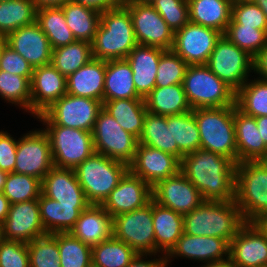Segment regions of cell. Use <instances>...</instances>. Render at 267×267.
<instances>
[{
  "instance_id": "1",
  "label": "cell",
  "mask_w": 267,
  "mask_h": 267,
  "mask_svg": "<svg viewBox=\"0 0 267 267\" xmlns=\"http://www.w3.org/2000/svg\"><path fill=\"white\" fill-rule=\"evenodd\" d=\"M235 168L230 158L203 149L180 160V171L208 201H234Z\"/></svg>"
},
{
  "instance_id": "2",
  "label": "cell",
  "mask_w": 267,
  "mask_h": 267,
  "mask_svg": "<svg viewBox=\"0 0 267 267\" xmlns=\"http://www.w3.org/2000/svg\"><path fill=\"white\" fill-rule=\"evenodd\" d=\"M245 223L234 201L204 200L183 216L184 233L193 236H212L229 243Z\"/></svg>"
},
{
  "instance_id": "3",
  "label": "cell",
  "mask_w": 267,
  "mask_h": 267,
  "mask_svg": "<svg viewBox=\"0 0 267 267\" xmlns=\"http://www.w3.org/2000/svg\"><path fill=\"white\" fill-rule=\"evenodd\" d=\"M137 44L131 15L124 5L101 12L99 26L91 42L94 59H125Z\"/></svg>"
},
{
  "instance_id": "4",
  "label": "cell",
  "mask_w": 267,
  "mask_h": 267,
  "mask_svg": "<svg viewBox=\"0 0 267 267\" xmlns=\"http://www.w3.org/2000/svg\"><path fill=\"white\" fill-rule=\"evenodd\" d=\"M200 133V149L230 158L237 164L234 105L193 109Z\"/></svg>"
},
{
  "instance_id": "5",
  "label": "cell",
  "mask_w": 267,
  "mask_h": 267,
  "mask_svg": "<svg viewBox=\"0 0 267 267\" xmlns=\"http://www.w3.org/2000/svg\"><path fill=\"white\" fill-rule=\"evenodd\" d=\"M234 202L245 222L267 213V160L236 164Z\"/></svg>"
},
{
  "instance_id": "6",
  "label": "cell",
  "mask_w": 267,
  "mask_h": 267,
  "mask_svg": "<svg viewBox=\"0 0 267 267\" xmlns=\"http://www.w3.org/2000/svg\"><path fill=\"white\" fill-rule=\"evenodd\" d=\"M74 170L88 203L102 205L129 171V165L94 152Z\"/></svg>"
},
{
  "instance_id": "7",
  "label": "cell",
  "mask_w": 267,
  "mask_h": 267,
  "mask_svg": "<svg viewBox=\"0 0 267 267\" xmlns=\"http://www.w3.org/2000/svg\"><path fill=\"white\" fill-rule=\"evenodd\" d=\"M182 85L192 110L235 105L236 92L206 64L188 65Z\"/></svg>"
},
{
  "instance_id": "8",
  "label": "cell",
  "mask_w": 267,
  "mask_h": 267,
  "mask_svg": "<svg viewBox=\"0 0 267 267\" xmlns=\"http://www.w3.org/2000/svg\"><path fill=\"white\" fill-rule=\"evenodd\" d=\"M37 119L46 125L55 167L75 169L95 152L92 132L55 125L43 113Z\"/></svg>"
},
{
  "instance_id": "9",
  "label": "cell",
  "mask_w": 267,
  "mask_h": 267,
  "mask_svg": "<svg viewBox=\"0 0 267 267\" xmlns=\"http://www.w3.org/2000/svg\"><path fill=\"white\" fill-rule=\"evenodd\" d=\"M94 150L129 165L135 156L138 139L125 131L103 108L92 130Z\"/></svg>"
},
{
  "instance_id": "10",
  "label": "cell",
  "mask_w": 267,
  "mask_h": 267,
  "mask_svg": "<svg viewBox=\"0 0 267 267\" xmlns=\"http://www.w3.org/2000/svg\"><path fill=\"white\" fill-rule=\"evenodd\" d=\"M252 64V57L223 34L206 63L209 69L235 92L249 80Z\"/></svg>"
},
{
  "instance_id": "11",
  "label": "cell",
  "mask_w": 267,
  "mask_h": 267,
  "mask_svg": "<svg viewBox=\"0 0 267 267\" xmlns=\"http://www.w3.org/2000/svg\"><path fill=\"white\" fill-rule=\"evenodd\" d=\"M113 236L138 254H155L152 199L144 207L113 217Z\"/></svg>"
},
{
  "instance_id": "12",
  "label": "cell",
  "mask_w": 267,
  "mask_h": 267,
  "mask_svg": "<svg viewBox=\"0 0 267 267\" xmlns=\"http://www.w3.org/2000/svg\"><path fill=\"white\" fill-rule=\"evenodd\" d=\"M103 103L92 98L66 94L43 114L55 125L92 132Z\"/></svg>"
},
{
  "instance_id": "13",
  "label": "cell",
  "mask_w": 267,
  "mask_h": 267,
  "mask_svg": "<svg viewBox=\"0 0 267 267\" xmlns=\"http://www.w3.org/2000/svg\"><path fill=\"white\" fill-rule=\"evenodd\" d=\"M138 44L171 50L174 32L150 3H124Z\"/></svg>"
},
{
  "instance_id": "14",
  "label": "cell",
  "mask_w": 267,
  "mask_h": 267,
  "mask_svg": "<svg viewBox=\"0 0 267 267\" xmlns=\"http://www.w3.org/2000/svg\"><path fill=\"white\" fill-rule=\"evenodd\" d=\"M53 167L50 141L44 130L30 131L19 138L14 173L30 175L42 181Z\"/></svg>"
},
{
  "instance_id": "15",
  "label": "cell",
  "mask_w": 267,
  "mask_h": 267,
  "mask_svg": "<svg viewBox=\"0 0 267 267\" xmlns=\"http://www.w3.org/2000/svg\"><path fill=\"white\" fill-rule=\"evenodd\" d=\"M222 33L188 22L174 32L172 51L188 65L206 64Z\"/></svg>"
},
{
  "instance_id": "16",
  "label": "cell",
  "mask_w": 267,
  "mask_h": 267,
  "mask_svg": "<svg viewBox=\"0 0 267 267\" xmlns=\"http://www.w3.org/2000/svg\"><path fill=\"white\" fill-rule=\"evenodd\" d=\"M152 199L183 216L204 201L200 191L181 171L153 186Z\"/></svg>"
},
{
  "instance_id": "17",
  "label": "cell",
  "mask_w": 267,
  "mask_h": 267,
  "mask_svg": "<svg viewBox=\"0 0 267 267\" xmlns=\"http://www.w3.org/2000/svg\"><path fill=\"white\" fill-rule=\"evenodd\" d=\"M2 238L30 243L46 235L40 217L38 199L10 204L8 216L1 225Z\"/></svg>"
},
{
  "instance_id": "18",
  "label": "cell",
  "mask_w": 267,
  "mask_h": 267,
  "mask_svg": "<svg viewBox=\"0 0 267 267\" xmlns=\"http://www.w3.org/2000/svg\"><path fill=\"white\" fill-rule=\"evenodd\" d=\"M129 171L151 187L180 171V160L173 154L138 143Z\"/></svg>"
},
{
  "instance_id": "19",
  "label": "cell",
  "mask_w": 267,
  "mask_h": 267,
  "mask_svg": "<svg viewBox=\"0 0 267 267\" xmlns=\"http://www.w3.org/2000/svg\"><path fill=\"white\" fill-rule=\"evenodd\" d=\"M229 258L236 267L267 266V236L254 222H245L230 242Z\"/></svg>"
},
{
  "instance_id": "20",
  "label": "cell",
  "mask_w": 267,
  "mask_h": 267,
  "mask_svg": "<svg viewBox=\"0 0 267 267\" xmlns=\"http://www.w3.org/2000/svg\"><path fill=\"white\" fill-rule=\"evenodd\" d=\"M152 199V187L141 177L128 171L102 204L112 216L144 207Z\"/></svg>"
},
{
  "instance_id": "21",
  "label": "cell",
  "mask_w": 267,
  "mask_h": 267,
  "mask_svg": "<svg viewBox=\"0 0 267 267\" xmlns=\"http://www.w3.org/2000/svg\"><path fill=\"white\" fill-rule=\"evenodd\" d=\"M31 84V114L38 116L67 94L66 77L51 63L33 68Z\"/></svg>"
},
{
  "instance_id": "22",
  "label": "cell",
  "mask_w": 267,
  "mask_h": 267,
  "mask_svg": "<svg viewBox=\"0 0 267 267\" xmlns=\"http://www.w3.org/2000/svg\"><path fill=\"white\" fill-rule=\"evenodd\" d=\"M6 43L33 68L51 63L52 47L37 22L22 26L8 34Z\"/></svg>"
},
{
  "instance_id": "23",
  "label": "cell",
  "mask_w": 267,
  "mask_h": 267,
  "mask_svg": "<svg viewBox=\"0 0 267 267\" xmlns=\"http://www.w3.org/2000/svg\"><path fill=\"white\" fill-rule=\"evenodd\" d=\"M229 248L230 243L225 239L212 236H193L183 232L175 246L165 256L166 263L168 265L170 258L177 256L203 263L222 261L229 257Z\"/></svg>"
},
{
  "instance_id": "24",
  "label": "cell",
  "mask_w": 267,
  "mask_h": 267,
  "mask_svg": "<svg viewBox=\"0 0 267 267\" xmlns=\"http://www.w3.org/2000/svg\"><path fill=\"white\" fill-rule=\"evenodd\" d=\"M41 193L60 205H89L71 168L54 166L41 181Z\"/></svg>"
},
{
  "instance_id": "25",
  "label": "cell",
  "mask_w": 267,
  "mask_h": 267,
  "mask_svg": "<svg viewBox=\"0 0 267 267\" xmlns=\"http://www.w3.org/2000/svg\"><path fill=\"white\" fill-rule=\"evenodd\" d=\"M69 233L92 247L113 237V217L102 205L89 204Z\"/></svg>"
},
{
  "instance_id": "26",
  "label": "cell",
  "mask_w": 267,
  "mask_h": 267,
  "mask_svg": "<svg viewBox=\"0 0 267 267\" xmlns=\"http://www.w3.org/2000/svg\"><path fill=\"white\" fill-rule=\"evenodd\" d=\"M166 50L137 44L126 57L133 71L137 94L145 98L156 86V74L161 55Z\"/></svg>"
},
{
  "instance_id": "27",
  "label": "cell",
  "mask_w": 267,
  "mask_h": 267,
  "mask_svg": "<svg viewBox=\"0 0 267 267\" xmlns=\"http://www.w3.org/2000/svg\"><path fill=\"white\" fill-rule=\"evenodd\" d=\"M237 163L267 160V146L257 128L256 118L247 116L234 105Z\"/></svg>"
},
{
  "instance_id": "28",
  "label": "cell",
  "mask_w": 267,
  "mask_h": 267,
  "mask_svg": "<svg viewBox=\"0 0 267 267\" xmlns=\"http://www.w3.org/2000/svg\"><path fill=\"white\" fill-rule=\"evenodd\" d=\"M106 60L92 58L66 78L67 93L103 103Z\"/></svg>"
},
{
  "instance_id": "29",
  "label": "cell",
  "mask_w": 267,
  "mask_h": 267,
  "mask_svg": "<svg viewBox=\"0 0 267 267\" xmlns=\"http://www.w3.org/2000/svg\"><path fill=\"white\" fill-rule=\"evenodd\" d=\"M152 217L155 233V254L166 256L181 237L183 230V215L164 207L152 199Z\"/></svg>"
},
{
  "instance_id": "30",
  "label": "cell",
  "mask_w": 267,
  "mask_h": 267,
  "mask_svg": "<svg viewBox=\"0 0 267 267\" xmlns=\"http://www.w3.org/2000/svg\"><path fill=\"white\" fill-rule=\"evenodd\" d=\"M40 217L47 234L67 233L88 205H60L42 193L38 198Z\"/></svg>"
},
{
  "instance_id": "31",
  "label": "cell",
  "mask_w": 267,
  "mask_h": 267,
  "mask_svg": "<svg viewBox=\"0 0 267 267\" xmlns=\"http://www.w3.org/2000/svg\"><path fill=\"white\" fill-rule=\"evenodd\" d=\"M141 98L133 82L127 59L106 60L103 101Z\"/></svg>"
},
{
  "instance_id": "32",
  "label": "cell",
  "mask_w": 267,
  "mask_h": 267,
  "mask_svg": "<svg viewBox=\"0 0 267 267\" xmlns=\"http://www.w3.org/2000/svg\"><path fill=\"white\" fill-rule=\"evenodd\" d=\"M232 0H188L189 22L222 34L231 21Z\"/></svg>"
},
{
  "instance_id": "33",
  "label": "cell",
  "mask_w": 267,
  "mask_h": 267,
  "mask_svg": "<svg viewBox=\"0 0 267 267\" xmlns=\"http://www.w3.org/2000/svg\"><path fill=\"white\" fill-rule=\"evenodd\" d=\"M144 101L147 111L156 115H180L192 110L182 84L167 87L155 86Z\"/></svg>"
},
{
  "instance_id": "34",
  "label": "cell",
  "mask_w": 267,
  "mask_h": 267,
  "mask_svg": "<svg viewBox=\"0 0 267 267\" xmlns=\"http://www.w3.org/2000/svg\"><path fill=\"white\" fill-rule=\"evenodd\" d=\"M103 109L115 118L125 131L139 139L147 113L143 98L103 101Z\"/></svg>"
},
{
  "instance_id": "35",
  "label": "cell",
  "mask_w": 267,
  "mask_h": 267,
  "mask_svg": "<svg viewBox=\"0 0 267 267\" xmlns=\"http://www.w3.org/2000/svg\"><path fill=\"white\" fill-rule=\"evenodd\" d=\"M66 24L76 40L92 42L100 23L101 13L82 4L68 1L61 6Z\"/></svg>"
},
{
  "instance_id": "36",
  "label": "cell",
  "mask_w": 267,
  "mask_h": 267,
  "mask_svg": "<svg viewBox=\"0 0 267 267\" xmlns=\"http://www.w3.org/2000/svg\"><path fill=\"white\" fill-rule=\"evenodd\" d=\"M36 22L47 36L52 49L66 46L76 41L72 31L66 24L61 6L37 9Z\"/></svg>"
},
{
  "instance_id": "37",
  "label": "cell",
  "mask_w": 267,
  "mask_h": 267,
  "mask_svg": "<svg viewBox=\"0 0 267 267\" xmlns=\"http://www.w3.org/2000/svg\"><path fill=\"white\" fill-rule=\"evenodd\" d=\"M167 124H171L172 146H178L179 160L200 149V133L193 110L167 116Z\"/></svg>"
},
{
  "instance_id": "38",
  "label": "cell",
  "mask_w": 267,
  "mask_h": 267,
  "mask_svg": "<svg viewBox=\"0 0 267 267\" xmlns=\"http://www.w3.org/2000/svg\"><path fill=\"white\" fill-rule=\"evenodd\" d=\"M138 143L173 154L179 159L178 146H172L171 124H167V116L147 111Z\"/></svg>"
},
{
  "instance_id": "39",
  "label": "cell",
  "mask_w": 267,
  "mask_h": 267,
  "mask_svg": "<svg viewBox=\"0 0 267 267\" xmlns=\"http://www.w3.org/2000/svg\"><path fill=\"white\" fill-rule=\"evenodd\" d=\"M37 7L32 0L0 1V35L7 36L22 26L36 22Z\"/></svg>"
},
{
  "instance_id": "40",
  "label": "cell",
  "mask_w": 267,
  "mask_h": 267,
  "mask_svg": "<svg viewBox=\"0 0 267 267\" xmlns=\"http://www.w3.org/2000/svg\"><path fill=\"white\" fill-rule=\"evenodd\" d=\"M92 58L91 43L76 40L66 46L52 49L51 64L67 78Z\"/></svg>"
},
{
  "instance_id": "41",
  "label": "cell",
  "mask_w": 267,
  "mask_h": 267,
  "mask_svg": "<svg viewBox=\"0 0 267 267\" xmlns=\"http://www.w3.org/2000/svg\"><path fill=\"white\" fill-rule=\"evenodd\" d=\"M137 254L128 244L113 236L92 246V267H126Z\"/></svg>"
},
{
  "instance_id": "42",
  "label": "cell",
  "mask_w": 267,
  "mask_h": 267,
  "mask_svg": "<svg viewBox=\"0 0 267 267\" xmlns=\"http://www.w3.org/2000/svg\"><path fill=\"white\" fill-rule=\"evenodd\" d=\"M248 80L235 95L238 110L247 116H267V80Z\"/></svg>"
},
{
  "instance_id": "43",
  "label": "cell",
  "mask_w": 267,
  "mask_h": 267,
  "mask_svg": "<svg viewBox=\"0 0 267 267\" xmlns=\"http://www.w3.org/2000/svg\"><path fill=\"white\" fill-rule=\"evenodd\" d=\"M61 267H92V247L69 232L57 233Z\"/></svg>"
},
{
  "instance_id": "44",
  "label": "cell",
  "mask_w": 267,
  "mask_h": 267,
  "mask_svg": "<svg viewBox=\"0 0 267 267\" xmlns=\"http://www.w3.org/2000/svg\"><path fill=\"white\" fill-rule=\"evenodd\" d=\"M0 96L31 113V84L27 77L0 70Z\"/></svg>"
},
{
  "instance_id": "45",
  "label": "cell",
  "mask_w": 267,
  "mask_h": 267,
  "mask_svg": "<svg viewBox=\"0 0 267 267\" xmlns=\"http://www.w3.org/2000/svg\"><path fill=\"white\" fill-rule=\"evenodd\" d=\"M10 204L36 200L41 195V180L25 174L8 173L3 189Z\"/></svg>"
},
{
  "instance_id": "46",
  "label": "cell",
  "mask_w": 267,
  "mask_h": 267,
  "mask_svg": "<svg viewBox=\"0 0 267 267\" xmlns=\"http://www.w3.org/2000/svg\"><path fill=\"white\" fill-rule=\"evenodd\" d=\"M223 35L252 58L267 45V30L244 27L232 18Z\"/></svg>"
},
{
  "instance_id": "47",
  "label": "cell",
  "mask_w": 267,
  "mask_h": 267,
  "mask_svg": "<svg viewBox=\"0 0 267 267\" xmlns=\"http://www.w3.org/2000/svg\"><path fill=\"white\" fill-rule=\"evenodd\" d=\"M30 267H61L57 233L46 234L27 243Z\"/></svg>"
},
{
  "instance_id": "48",
  "label": "cell",
  "mask_w": 267,
  "mask_h": 267,
  "mask_svg": "<svg viewBox=\"0 0 267 267\" xmlns=\"http://www.w3.org/2000/svg\"><path fill=\"white\" fill-rule=\"evenodd\" d=\"M188 64L172 50H166L159 59L156 87L182 84Z\"/></svg>"
},
{
  "instance_id": "49",
  "label": "cell",
  "mask_w": 267,
  "mask_h": 267,
  "mask_svg": "<svg viewBox=\"0 0 267 267\" xmlns=\"http://www.w3.org/2000/svg\"><path fill=\"white\" fill-rule=\"evenodd\" d=\"M150 4L173 32L180 30L189 22L188 0H153Z\"/></svg>"
},
{
  "instance_id": "50",
  "label": "cell",
  "mask_w": 267,
  "mask_h": 267,
  "mask_svg": "<svg viewBox=\"0 0 267 267\" xmlns=\"http://www.w3.org/2000/svg\"><path fill=\"white\" fill-rule=\"evenodd\" d=\"M231 18L244 27L267 30V18L255 2H233Z\"/></svg>"
},
{
  "instance_id": "51",
  "label": "cell",
  "mask_w": 267,
  "mask_h": 267,
  "mask_svg": "<svg viewBox=\"0 0 267 267\" xmlns=\"http://www.w3.org/2000/svg\"><path fill=\"white\" fill-rule=\"evenodd\" d=\"M0 267H30L27 243L2 238Z\"/></svg>"
},
{
  "instance_id": "52",
  "label": "cell",
  "mask_w": 267,
  "mask_h": 267,
  "mask_svg": "<svg viewBox=\"0 0 267 267\" xmlns=\"http://www.w3.org/2000/svg\"><path fill=\"white\" fill-rule=\"evenodd\" d=\"M0 70L27 77L30 81L33 74V67L7 44L0 57Z\"/></svg>"
},
{
  "instance_id": "53",
  "label": "cell",
  "mask_w": 267,
  "mask_h": 267,
  "mask_svg": "<svg viewBox=\"0 0 267 267\" xmlns=\"http://www.w3.org/2000/svg\"><path fill=\"white\" fill-rule=\"evenodd\" d=\"M18 140L4 131H0V170L11 173L15 168Z\"/></svg>"
},
{
  "instance_id": "54",
  "label": "cell",
  "mask_w": 267,
  "mask_h": 267,
  "mask_svg": "<svg viewBox=\"0 0 267 267\" xmlns=\"http://www.w3.org/2000/svg\"><path fill=\"white\" fill-rule=\"evenodd\" d=\"M75 3L82 4L83 6H87L93 8L100 13L112 8H117L124 5V0H71Z\"/></svg>"
},
{
  "instance_id": "55",
  "label": "cell",
  "mask_w": 267,
  "mask_h": 267,
  "mask_svg": "<svg viewBox=\"0 0 267 267\" xmlns=\"http://www.w3.org/2000/svg\"><path fill=\"white\" fill-rule=\"evenodd\" d=\"M252 63V70L260 76L257 78L267 80V45L252 58Z\"/></svg>"
},
{
  "instance_id": "56",
  "label": "cell",
  "mask_w": 267,
  "mask_h": 267,
  "mask_svg": "<svg viewBox=\"0 0 267 267\" xmlns=\"http://www.w3.org/2000/svg\"><path fill=\"white\" fill-rule=\"evenodd\" d=\"M152 256L153 254H137V256L133 259V261L126 267H168L166 263V257L164 254H161L163 257L152 259V260H145L142 259L146 256ZM145 260V261H144Z\"/></svg>"
},
{
  "instance_id": "57",
  "label": "cell",
  "mask_w": 267,
  "mask_h": 267,
  "mask_svg": "<svg viewBox=\"0 0 267 267\" xmlns=\"http://www.w3.org/2000/svg\"><path fill=\"white\" fill-rule=\"evenodd\" d=\"M10 203L9 200L4 196V194L0 193V225H2L8 216Z\"/></svg>"
},
{
  "instance_id": "58",
  "label": "cell",
  "mask_w": 267,
  "mask_h": 267,
  "mask_svg": "<svg viewBox=\"0 0 267 267\" xmlns=\"http://www.w3.org/2000/svg\"><path fill=\"white\" fill-rule=\"evenodd\" d=\"M257 128L261 134V138L267 146V116L255 117Z\"/></svg>"
},
{
  "instance_id": "59",
  "label": "cell",
  "mask_w": 267,
  "mask_h": 267,
  "mask_svg": "<svg viewBox=\"0 0 267 267\" xmlns=\"http://www.w3.org/2000/svg\"><path fill=\"white\" fill-rule=\"evenodd\" d=\"M37 9L42 7L62 6L71 0H32Z\"/></svg>"
},
{
  "instance_id": "60",
  "label": "cell",
  "mask_w": 267,
  "mask_h": 267,
  "mask_svg": "<svg viewBox=\"0 0 267 267\" xmlns=\"http://www.w3.org/2000/svg\"><path fill=\"white\" fill-rule=\"evenodd\" d=\"M253 222L267 236V213H264V214L260 215Z\"/></svg>"
},
{
  "instance_id": "61",
  "label": "cell",
  "mask_w": 267,
  "mask_h": 267,
  "mask_svg": "<svg viewBox=\"0 0 267 267\" xmlns=\"http://www.w3.org/2000/svg\"><path fill=\"white\" fill-rule=\"evenodd\" d=\"M201 267H236L234 263L231 261V259L228 257L225 260L222 261H216L211 263H206Z\"/></svg>"
},
{
  "instance_id": "62",
  "label": "cell",
  "mask_w": 267,
  "mask_h": 267,
  "mask_svg": "<svg viewBox=\"0 0 267 267\" xmlns=\"http://www.w3.org/2000/svg\"><path fill=\"white\" fill-rule=\"evenodd\" d=\"M254 2L262 9L267 18V0H254Z\"/></svg>"
},
{
  "instance_id": "63",
  "label": "cell",
  "mask_w": 267,
  "mask_h": 267,
  "mask_svg": "<svg viewBox=\"0 0 267 267\" xmlns=\"http://www.w3.org/2000/svg\"><path fill=\"white\" fill-rule=\"evenodd\" d=\"M7 174H8L7 172L0 170V193L3 192Z\"/></svg>"
},
{
  "instance_id": "64",
  "label": "cell",
  "mask_w": 267,
  "mask_h": 267,
  "mask_svg": "<svg viewBox=\"0 0 267 267\" xmlns=\"http://www.w3.org/2000/svg\"><path fill=\"white\" fill-rule=\"evenodd\" d=\"M6 44H7V43H6V37L0 35V57H1L2 51H3V49H4V46H5Z\"/></svg>"
},
{
  "instance_id": "65",
  "label": "cell",
  "mask_w": 267,
  "mask_h": 267,
  "mask_svg": "<svg viewBox=\"0 0 267 267\" xmlns=\"http://www.w3.org/2000/svg\"><path fill=\"white\" fill-rule=\"evenodd\" d=\"M153 0H124L125 3H132V2H138V3H151Z\"/></svg>"
},
{
  "instance_id": "66",
  "label": "cell",
  "mask_w": 267,
  "mask_h": 267,
  "mask_svg": "<svg viewBox=\"0 0 267 267\" xmlns=\"http://www.w3.org/2000/svg\"><path fill=\"white\" fill-rule=\"evenodd\" d=\"M232 2H254V0H232Z\"/></svg>"
},
{
  "instance_id": "67",
  "label": "cell",
  "mask_w": 267,
  "mask_h": 267,
  "mask_svg": "<svg viewBox=\"0 0 267 267\" xmlns=\"http://www.w3.org/2000/svg\"><path fill=\"white\" fill-rule=\"evenodd\" d=\"M2 239V231H1V225H0V240Z\"/></svg>"
}]
</instances>
